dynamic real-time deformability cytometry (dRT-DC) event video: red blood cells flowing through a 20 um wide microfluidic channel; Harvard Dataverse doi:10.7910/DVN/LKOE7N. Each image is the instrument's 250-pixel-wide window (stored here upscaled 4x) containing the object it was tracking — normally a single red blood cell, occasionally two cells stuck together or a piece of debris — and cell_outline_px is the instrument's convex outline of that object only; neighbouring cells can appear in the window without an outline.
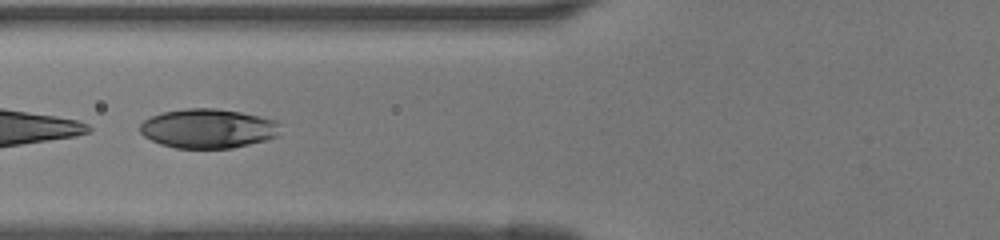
{"species": "human", "species_latin": "Homo sapiens", "temperature_condition": "room temperature", "stored_images_in_passage": 29, "camera_frame_rate_fps": 3000, "um_per_image_px": 0.085, "donor": {"sex": "female"}, "frame": {"image": 1, "passage_image": 5, "time_ms": 1.333, "image_size_px": [1000, 240], "cell_outline_px": [[280, 124], [276, 136], [264, 140], [232, 148], [176, 148], [160, 144], [144, 136], [140, 132], [140, 124], [144, 120], [152, 116], [164, 112], [188, 108], [216, 108], [240, 112], [260, 116], [276, 120]], "centroid_in_image_um": [17.67, 10.92], "position_along_channel_um": 108.1, "area_um2": 31.96}}
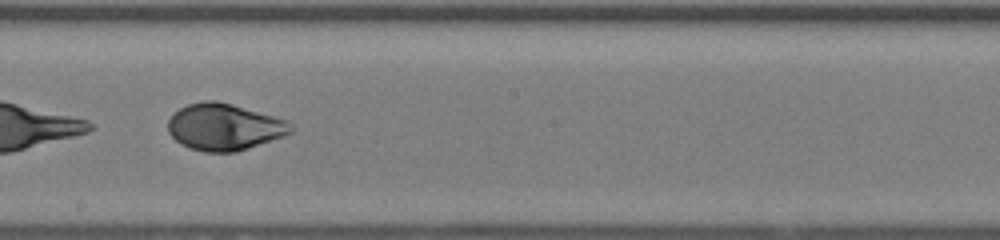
{"frame": {"image": 2, "passage_image": 13, "time_ms": 4.0, "image_size_px": [1000, 240], "cell_outline_px": [[296, 128], [292, 132], [284, 136], [236, 152], [204, 152], [188, 148], [180, 144], [168, 132], [168, 120], [180, 108], [188, 104], [204, 100], [216, 100], [232, 104], [288, 120]], "centroid_in_image_um": [19.08, 10.79], "position_along_channel_um": 229.1, "area_um2": 33.58}}
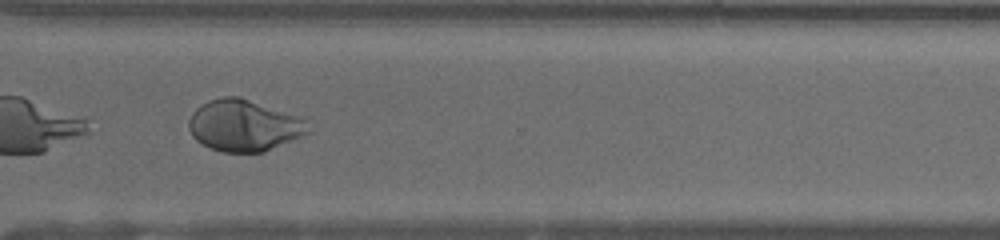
{"frame": {"image": 3, "passage_image": 21, "time_ms": 6.667, "image_size_px": [1000, 240], "cell_outline_px": [[312, 132], [264, 152], [224, 152], [208, 148], [196, 140], [192, 136], [188, 128], [188, 120], [192, 112], [196, 108], [208, 100], [224, 96], [240, 96], [300, 116], [304, 120]], "centroid_in_image_um": [20.72, 10.66], "position_along_channel_um": 349.9, "area_um2": 36.18}}